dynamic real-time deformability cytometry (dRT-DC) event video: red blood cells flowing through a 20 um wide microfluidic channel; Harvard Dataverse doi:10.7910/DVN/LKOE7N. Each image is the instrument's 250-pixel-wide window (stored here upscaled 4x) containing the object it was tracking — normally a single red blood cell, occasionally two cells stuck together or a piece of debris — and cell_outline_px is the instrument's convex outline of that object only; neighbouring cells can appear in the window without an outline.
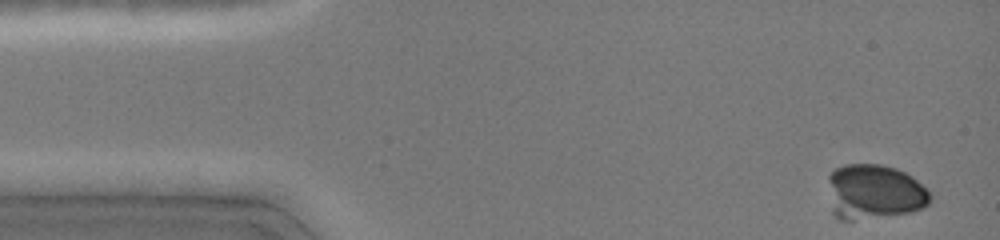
{"species": "common noctule bat (a hibernating species)", "species_latin": "Nyctalus noctula", "temperature_condition": "cold", "stored_images_in_passage": 21, "camera_frame_rate_fps": 3000, "um_per_image_px": 0.085, "animal": {"sex": "female", "body_mass_g": 19.0, "forearm_length_mm": 51.5}, "frame": {"image": 1, "passage_image": 1, "time_ms": 0.0, "image_size_px": [1000, 240], "cell_outline_px": [[932, 200], [924, 208], [912, 212], [852, 220], [840, 220], [832, 212], [828, 180], [828, 176], [836, 168], [844, 164], [880, 164], [896, 168], [912, 176], [928, 188], [932, 196]], "centroid_in_image_um": [74.34, 16.31], "position_along_channel_um": 10.7, "area_um2": 33.0}}
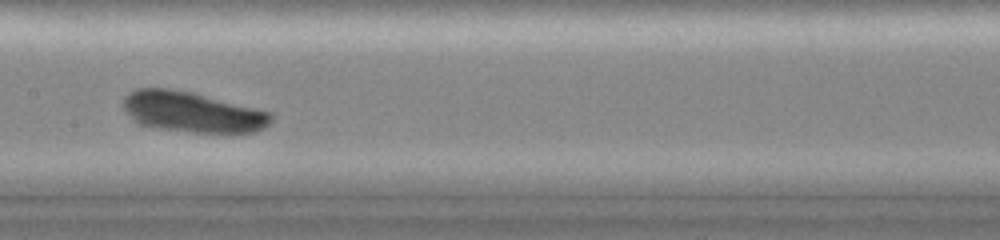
{"frame": {"image": 2, "passage_image": 20, "time_ms": 7.0, "image_size_px": [1000, 240], "cell_outline_px": [[272, 120], [264, 128], [256, 132], [192, 132], [160, 128], [140, 124], [124, 112], [120, 104], [124, 96], [128, 92], [136, 88], [168, 88], [192, 92], [272, 112]], "centroid_in_image_um": [16.29, 9.5], "position_along_channel_um": 191.1, "area_um2": 35.03}}